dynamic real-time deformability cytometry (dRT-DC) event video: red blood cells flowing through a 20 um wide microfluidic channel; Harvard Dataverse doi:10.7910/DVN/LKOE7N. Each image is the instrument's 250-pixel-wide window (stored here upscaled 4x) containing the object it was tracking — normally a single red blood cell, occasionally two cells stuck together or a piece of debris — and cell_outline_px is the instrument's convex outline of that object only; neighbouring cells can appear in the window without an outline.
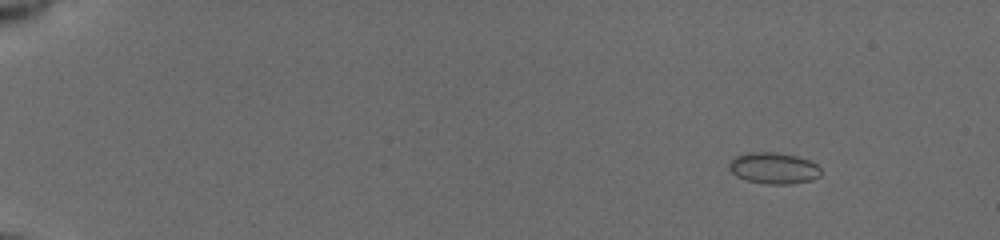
{"species": "common noctule bat (a hibernating species)", "species_latin": "Nyctalus noctula", "temperature_condition": "cold", "stored_images_in_passage": 29, "camera_frame_rate_fps": 3000, "um_per_image_px": 0.085, "animal": {"sex": "female", "body_mass_g": 19.5, "forearm_length_mm": 54.1}, "frame": {"image": 1, "passage_image": 4, "time_ms": 0.333, "image_size_px": [1000, 240], "cell_outline_px": [[820, 176], [812, 180], [788, 184], [764, 184], [748, 180], [736, 176], [728, 168], [728, 164], [736, 156], [748, 152], [776, 152], [796, 156], [808, 160], [816, 164], [820, 168]], "centroid_in_image_um": [65.75, 14.29], "position_along_channel_um": 19.2, "area_um2": 16.7}}
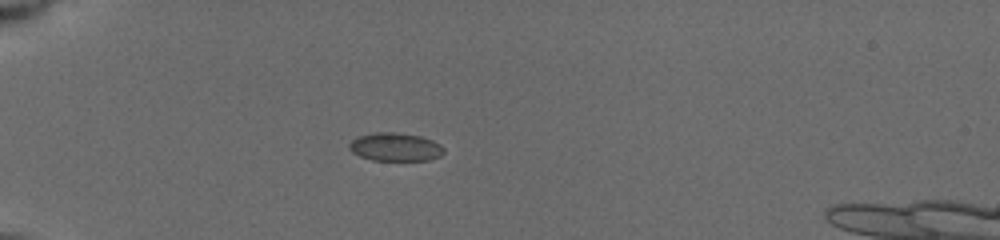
{"frame": {"image": 2, "passage_image": 25, "time_ms": 4.0, "image_size_px": [1000, 240], "cell_outline_px": [[444, 152], [440, 156], [428, 160], [372, 160], [360, 156], [352, 152], [348, 148], [348, 144], [352, 140], [360, 136], [376, 132], [392, 132], [420, 136], [432, 140], [440, 144], [444, 148]], "centroid_in_image_um": [33.6, 12.49], "position_along_channel_um": 51.4, "area_um2": 15.49}}